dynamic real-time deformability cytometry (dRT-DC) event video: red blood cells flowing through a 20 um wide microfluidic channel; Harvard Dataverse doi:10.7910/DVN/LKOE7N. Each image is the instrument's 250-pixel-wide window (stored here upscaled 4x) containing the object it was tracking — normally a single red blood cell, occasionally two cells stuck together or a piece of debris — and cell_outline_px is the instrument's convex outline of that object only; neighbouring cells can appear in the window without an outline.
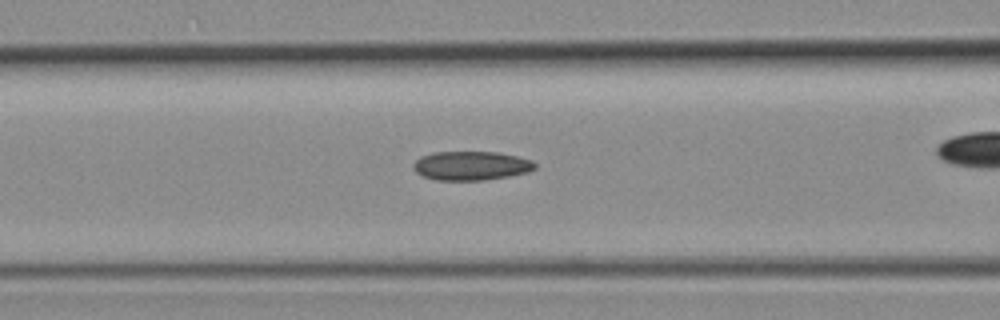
{"species": "common noctule bat (a hibernating species)", "species_latin": "Nyctalus noctula", "temperature_condition": "room temperature", "stored_images_in_passage": 33, "camera_frame_rate_fps": 3000, "um_per_image_px": 0.085, "animal": {"sex": "female", "body_mass_g": 19.3, "forearm_length_mm": 54.1}, "frame": {"image": 1, "passage_image": 16, "time_ms": 5.0, "image_size_px": [1000, 320], "cell_outline_px": [[536, 168], [528, 172], [508, 176], [484, 180], [436, 180], [424, 176], [416, 172], [412, 168], [412, 164], [420, 156], [432, 152], [496, 152], [516, 156], [532, 160], [536, 164]], "centroid_in_image_um": [40.02, 14.08], "position_along_channel_um": 126.6, "area_um2": 20.58}}
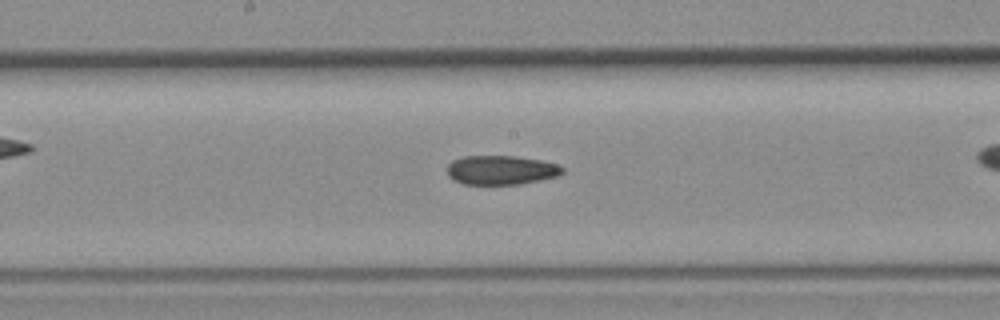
{"frame": {"image": 2, "passage_image": 21, "time_ms": 6.667, "image_size_px": [1000, 320], "cell_outline_px": [[564, 172], [560, 176], [520, 184], [464, 184], [448, 176], [448, 164], [452, 160], [464, 156], [512, 156], [540, 160], [556, 164], [564, 168]], "centroid_in_image_um": [42.61, 14.45], "position_along_channel_um": 205.6, "area_um2": 19.54}}
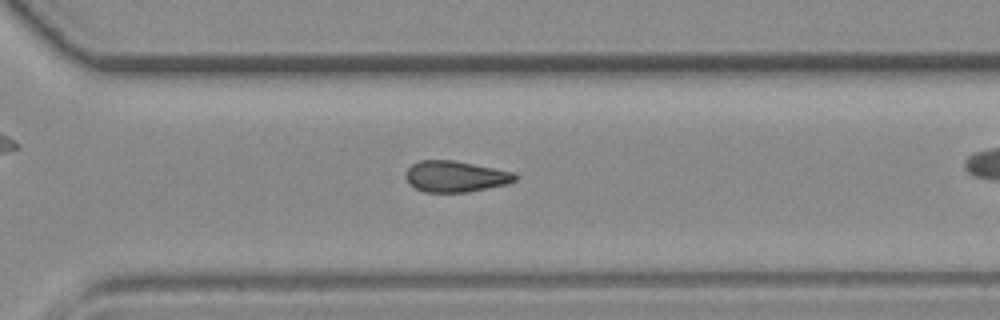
{"frame": {"image": 3, "passage_image": 29, "time_ms": 9.333, "image_size_px": [1000, 320], "cell_outline_px": [[516, 180], [508, 184], [468, 192], [424, 192], [408, 184], [404, 176], [408, 168], [412, 164], [420, 160], [452, 160], [512, 172], [516, 176]], "centroid_in_image_um": [38.66, 15.01], "position_along_channel_um": 331.9, "area_um2": 19.71}}